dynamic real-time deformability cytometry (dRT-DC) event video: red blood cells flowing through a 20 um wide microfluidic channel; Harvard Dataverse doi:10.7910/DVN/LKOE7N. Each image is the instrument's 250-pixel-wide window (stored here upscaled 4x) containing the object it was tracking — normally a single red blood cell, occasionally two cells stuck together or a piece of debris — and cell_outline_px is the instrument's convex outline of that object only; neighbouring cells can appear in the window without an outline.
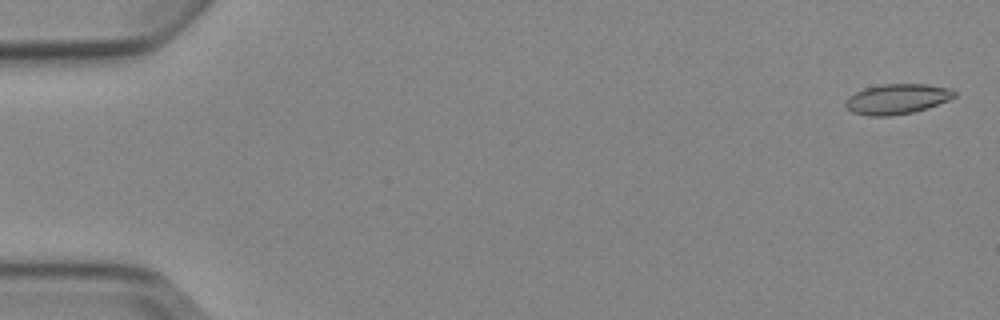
{"species": "Egyptian fruit bat (a non-hibernating species)", "species_latin": "Rousettus aegyptiacus", "temperature_condition": "cold", "stored_images_in_passage": 8, "camera_frame_rate_fps": 3000, "um_per_image_px": 0.085, "animal": {"sex": "female"}, "frame": {"image": 1, "passage_image": 1, "time_ms": 0.0, "image_size_px": [1000, 320], "cell_outline_px": [[956, 96], [948, 100], [928, 108], [912, 112], [888, 116], [868, 116], [852, 112], [844, 108], [844, 100], [848, 96], [864, 88], [884, 84], [928, 84], [948, 88], [956, 92]], "centroid_in_image_um": [76.2, 8.42], "position_along_channel_um": 8.8, "area_um2": 19.25}}
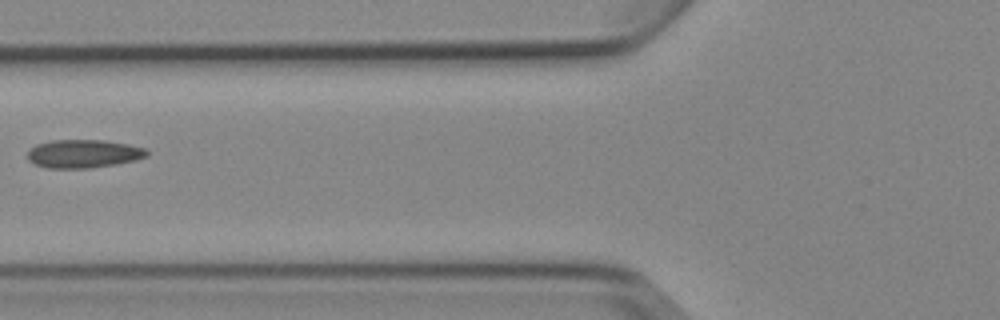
{"frame": {"image": 2, "passage_image": 6, "time_ms": 6.667, "image_size_px": [1000, 320], "cell_outline_px": [[148, 156], [136, 160], [116, 164], [88, 168], [48, 168], [36, 164], [28, 160], [28, 152], [36, 144], [52, 140], [104, 140], [128, 144], [148, 148]], "centroid_in_image_um": [7.14, 13.06], "position_along_channel_um": 118.7, "area_um2": 19.71}}
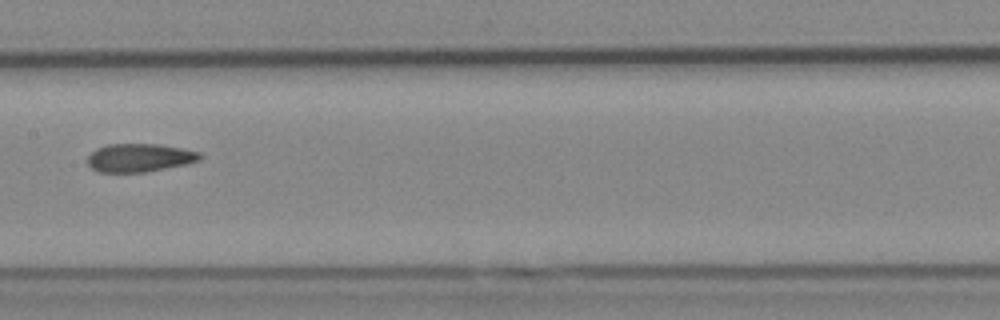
{"frame": {"image": 3, "passage_image": 8, "time_ms": 8.667, "image_size_px": [1000, 320], "cell_outline_px": [[204, 156], [200, 160], [188, 164], [144, 172], [100, 172], [92, 168], [88, 164], [88, 156], [96, 148], [108, 144], [160, 144], [200, 152]], "centroid_in_image_um": [11.89, 13.4], "position_along_channel_um": 195.5, "area_um2": 18.55}}